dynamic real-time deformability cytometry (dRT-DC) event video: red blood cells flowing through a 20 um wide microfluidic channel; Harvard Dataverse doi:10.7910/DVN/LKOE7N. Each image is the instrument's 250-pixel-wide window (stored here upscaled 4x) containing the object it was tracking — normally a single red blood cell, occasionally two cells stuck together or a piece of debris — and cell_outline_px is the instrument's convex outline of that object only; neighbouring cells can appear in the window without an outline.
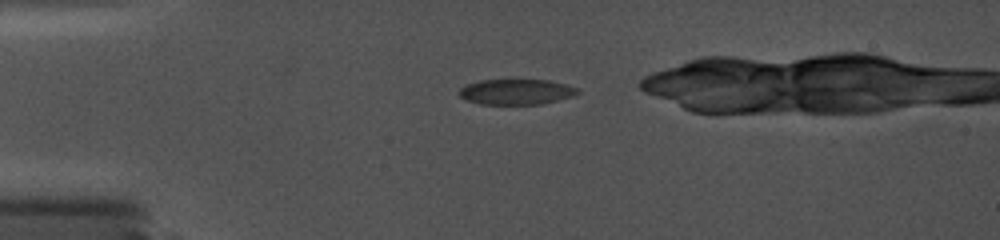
{"species": "common noctule bat (a hibernating species)", "species_latin": "Nyctalus noctula", "temperature_condition": "cold", "stored_images_in_passage": 7, "camera_frame_rate_fps": 5000, "um_per_image_px": 0.085, "animal": {"sex": "female", "body_mass_g": 19.0, "forearm_length_mm": 56.7}, "frame": {"image": 1, "passage_image": 1, "time_ms": 0.0, "image_size_px": [1000, 240], "cell_outline_px": [[580, 92], [572, 96], [544, 104], [480, 104], [468, 100], [460, 96], [456, 92], [464, 84], [480, 80], [548, 80], [568, 84], [580, 88]], "centroid_in_image_um": [43.89, 7.8], "position_along_channel_um": 41.1, "area_um2": 17.8}}